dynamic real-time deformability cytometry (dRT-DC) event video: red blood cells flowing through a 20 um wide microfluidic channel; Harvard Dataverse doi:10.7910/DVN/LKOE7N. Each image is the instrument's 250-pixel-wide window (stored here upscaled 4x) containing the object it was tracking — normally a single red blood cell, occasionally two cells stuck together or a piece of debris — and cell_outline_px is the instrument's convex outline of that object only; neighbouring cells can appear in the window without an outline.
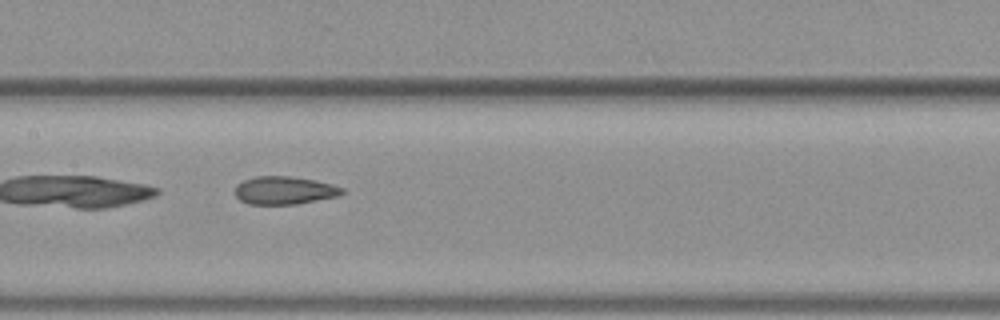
{"species": "common noctule bat (a hibernating species)", "species_latin": "Nyctalus noctula", "temperature_condition": "warm", "stored_images_in_passage": 36, "camera_frame_rate_fps": 3000, "um_per_image_px": 0.085, "animal": {"sex": "female", "body_mass_g": 19.3, "forearm_length_mm": 54.1}, "frame": {"image": 1, "passage_image": 11, "time_ms": 3.333, "image_size_px": [1000, 320], "cell_outline_px": [[344, 192], [340, 196], [296, 204], [248, 204], [240, 200], [236, 196], [236, 184], [244, 180], [256, 176], [288, 176], [312, 180], [332, 184], [344, 188]], "centroid_in_image_um": [24.18, 16.19], "position_along_channel_um": 183.2, "area_um2": 17.4}}
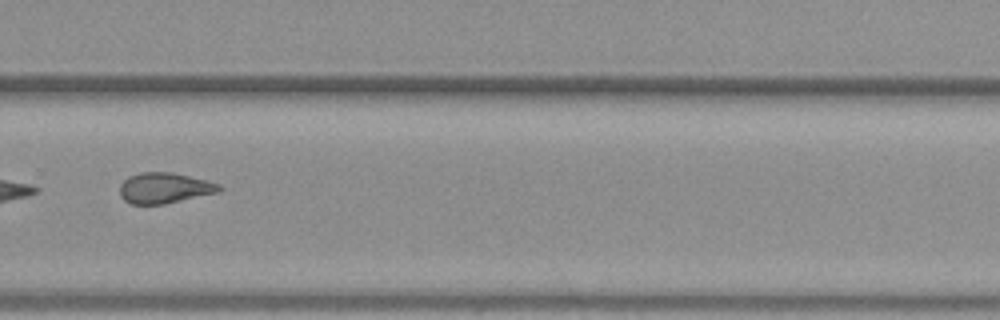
{"frame": {"image": 2, "passage_image": 21, "time_ms": 6.667, "image_size_px": [1000, 320], "cell_outline_px": [[224, 188], [220, 192], [164, 204], [132, 204], [124, 200], [120, 196], [120, 184], [128, 176], [140, 172], [172, 172], [220, 184]], "centroid_in_image_um": [13.98, 15.98], "position_along_channel_um": 315.8, "area_um2": 17.8}, "authors_computed_cell_mechanics": {"area_um2": 17.9469, "velocity_mm_per_s": 3.9953, "shape_relaxation_time_tau1_ms": null, "shape_relaxation_time_tau2_ms": 1.6535, "deformation_change_tau1": null, "deformation_change_tau2": 0.0959}}